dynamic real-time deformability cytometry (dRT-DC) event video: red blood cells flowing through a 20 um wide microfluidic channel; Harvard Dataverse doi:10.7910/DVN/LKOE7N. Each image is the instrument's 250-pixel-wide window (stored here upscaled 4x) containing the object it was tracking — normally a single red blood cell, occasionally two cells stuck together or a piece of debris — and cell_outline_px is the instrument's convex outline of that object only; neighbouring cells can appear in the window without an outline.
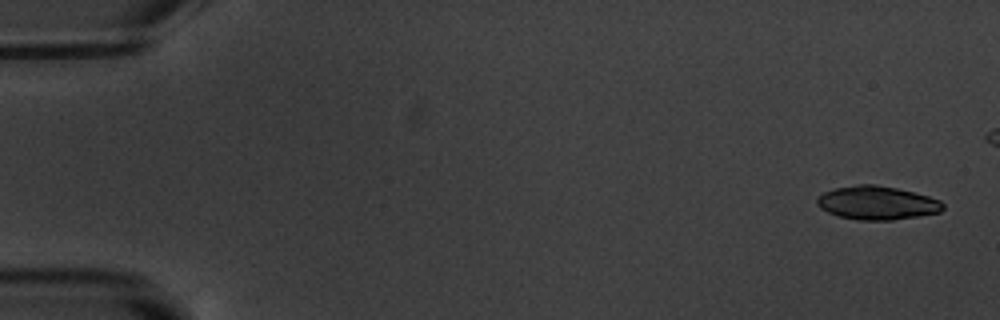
{"species": "common noctule bat (a hibernating species)", "species_latin": "Nyctalus noctula", "temperature_condition": "warm", "stored_images_in_passage": 8, "camera_frame_rate_fps": 3000, "um_per_image_px": 0.085, "animal": {"sex": "male", "body_mass_g": 20.1, "forearm_length_mm": 53.5}, "frame": {"image": 1, "passage_image": 1, "time_ms": 0.0, "image_size_px": [1000, 320], "cell_outline_px": [[944, 208], [940, 212], [920, 216], [892, 220], [856, 220], [840, 216], [828, 212], [820, 208], [816, 204], [816, 200], [824, 192], [836, 188], [856, 184], [876, 184], [896, 188], [928, 196], [940, 200], [944, 204]], "centroid_in_image_um": [74.56, 17.25], "position_along_channel_um": 10.4, "area_um2": 24.62}}